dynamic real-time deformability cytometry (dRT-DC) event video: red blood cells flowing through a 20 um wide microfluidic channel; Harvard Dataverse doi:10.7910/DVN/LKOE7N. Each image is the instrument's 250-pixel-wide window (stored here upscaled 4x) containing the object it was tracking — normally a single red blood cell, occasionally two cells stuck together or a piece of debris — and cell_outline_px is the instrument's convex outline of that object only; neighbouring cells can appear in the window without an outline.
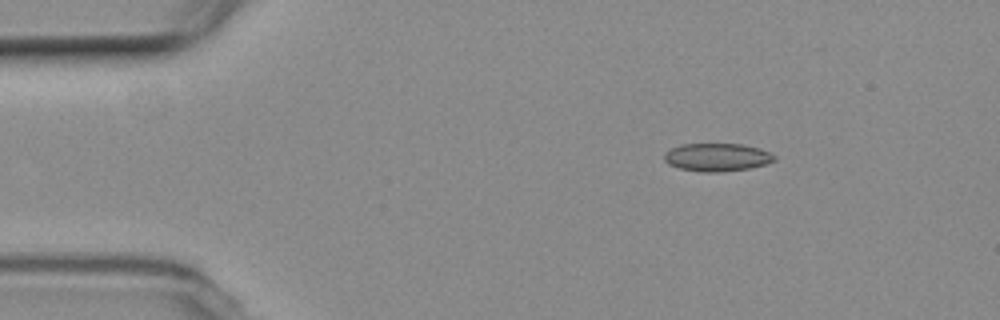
{"species": "common noctule bat (a hibernating species)", "species_latin": "Nyctalus noctula", "temperature_condition": "room temperature", "stored_images_in_passage": 7, "camera_frame_rate_fps": 3000, "um_per_image_px": 0.085, "animal": {"sex": "female", "body_mass_g": 19.3, "forearm_length_mm": 54.1}, "frame": {"image": 1, "passage_image": 3, "time_ms": 2.333, "image_size_px": [1000, 320], "cell_outline_px": [[776, 160], [768, 164], [748, 168], [720, 172], [700, 172], [680, 168], [668, 164], [664, 160], [664, 156], [672, 148], [680, 144], [744, 144], [760, 148], [772, 152], [776, 156]], "centroid_in_image_um": [61.01, 13.36], "position_along_channel_um": 24.0, "area_um2": 18.09}}
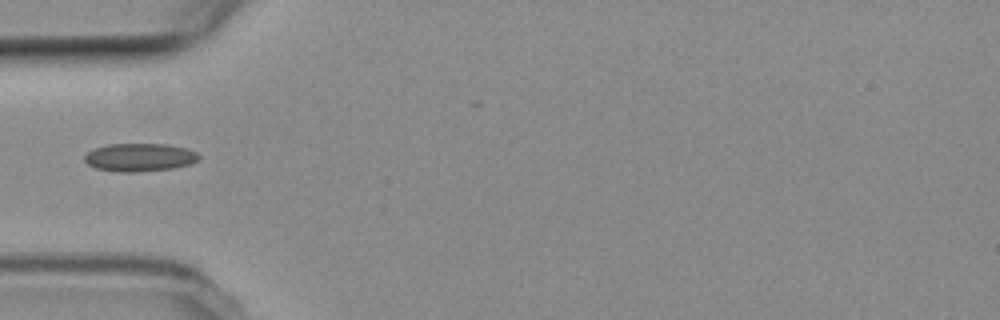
{"frame": {"image": 2, "passage_image": 6, "time_ms": 5.667, "image_size_px": [1000, 320], "cell_outline_px": [[200, 160], [188, 164], [172, 168], [136, 172], [116, 172], [96, 168], [88, 164], [84, 160], [84, 156], [92, 148], [108, 144], [168, 144], [188, 148], [196, 152], [200, 156]], "centroid_in_image_um": [11.86, 13.36], "position_along_channel_um": 73.1, "area_um2": 18.84}}